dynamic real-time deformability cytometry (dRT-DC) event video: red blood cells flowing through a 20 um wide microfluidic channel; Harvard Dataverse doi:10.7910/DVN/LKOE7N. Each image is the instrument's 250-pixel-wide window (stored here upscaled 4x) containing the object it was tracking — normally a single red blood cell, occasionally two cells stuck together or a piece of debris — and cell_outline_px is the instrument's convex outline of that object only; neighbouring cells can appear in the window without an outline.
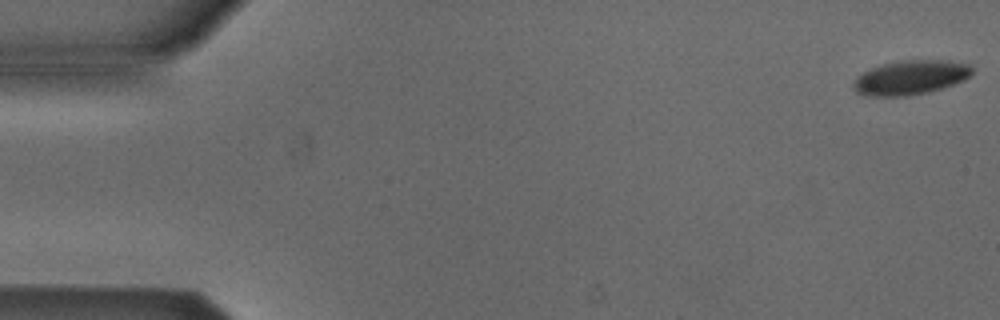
{"species": "Egyptian fruit bat (a non-hibernating species)", "species_latin": "Rousettus aegyptiacus", "temperature_condition": "cold", "stored_images_in_passage": 4, "camera_frame_rate_fps": 3000, "um_per_image_px": 0.085, "animal": {"sex": "male"}, "frame": {"image": 1, "passage_image": 1, "time_ms": 0.0, "image_size_px": [1000, 320], "cell_outline_px": [[972, 72], [964, 80], [928, 92], [908, 96], [864, 96], [856, 92], [852, 88], [852, 84], [856, 76], [880, 64], [900, 60], [948, 60], [972, 64]], "centroid_in_image_um": [77.36, 6.58], "position_along_channel_um": 7.6, "area_um2": 23.93}}